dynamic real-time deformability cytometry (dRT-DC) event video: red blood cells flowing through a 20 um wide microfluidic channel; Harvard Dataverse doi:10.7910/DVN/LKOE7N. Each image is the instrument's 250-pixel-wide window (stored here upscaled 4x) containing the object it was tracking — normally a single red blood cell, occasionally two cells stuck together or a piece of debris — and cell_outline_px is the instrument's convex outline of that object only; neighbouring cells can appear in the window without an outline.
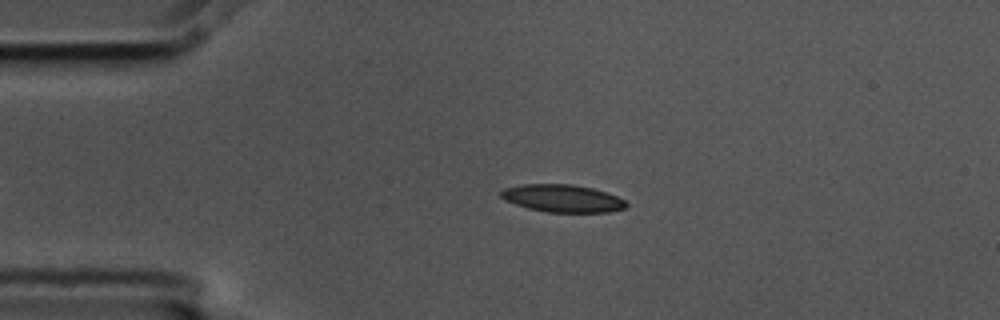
{"species": "common noctule bat (a hibernating species)", "species_latin": "Nyctalus noctula", "temperature_condition": "cold", "stored_images_in_passage": 3, "camera_frame_rate_fps": 3000, "um_per_image_px": 0.085, "animal": {"sex": "male", "body_mass_g": 17.5, "forearm_length_mm": 52.3}, "frame": {"image": 1, "passage_image": 2, "time_ms": 0.333, "image_size_px": [1000, 320], "cell_outline_px": [[628, 204], [624, 208], [608, 212], [548, 212], [528, 208], [504, 200], [500, 196], [500, 192], [504, 188], [520, 184], [572, 184], [592, 188], [616, 196], [624, 200]], "centroid_in_image_um": [47.77, 16.85], "position_along_channel_um": 37.2, "area_um2": 20.0}}